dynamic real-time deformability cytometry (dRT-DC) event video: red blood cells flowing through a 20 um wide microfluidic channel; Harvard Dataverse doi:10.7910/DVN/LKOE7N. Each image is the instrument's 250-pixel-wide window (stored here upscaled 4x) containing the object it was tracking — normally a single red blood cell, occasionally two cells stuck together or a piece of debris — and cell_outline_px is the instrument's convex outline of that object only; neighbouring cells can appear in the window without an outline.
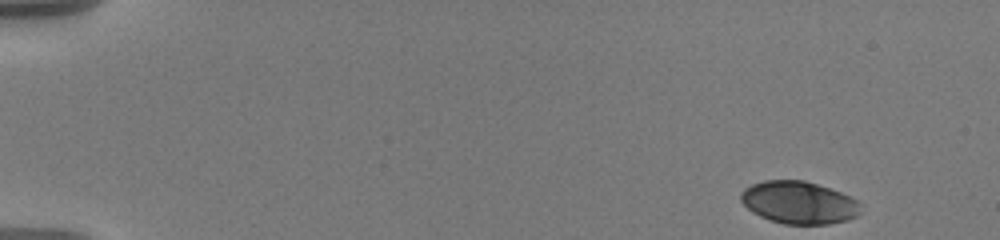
{"species": "human", "species_latin": "Homo sapiens", "temperature_condition": "warm", "stored_images_in_passage": 43, "camera_frame_rate_fps": 3000, "um_per_image_px": 0.085, "donor": {"sex": "male"}, "frame": {"image": 1, "passage_image": 1, "time_ms": 0.0, "image_size_px": [1000, 240], "cell_outline_px": [[860, 216], [848, 220], [828, 224], [784, 224], [760, 216], [752, 212], [740, 200], [740, 192], [744, 188], [752, 184], [764, 180], [804, 180], [840, 192], [856, 200], [860, 204]], "centroid_in_image_um": [67.9, 17.22], "position_along_channel_um": 17.1, "area_um2": 29.65}}
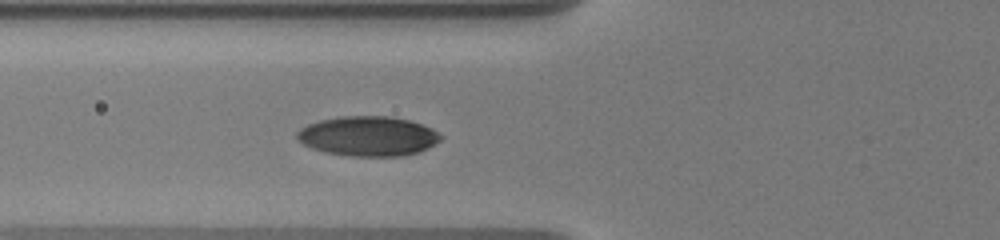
{"frame": {"image": 2, "passage_image": 20, "time_ms": 6.0, "image_size_px": [1000, 240], "cell_outline_px": [[444, 136], [440, 140], [428, 148], [420, 152], [404, 156], [352, 156], [324, 152], [312, 148], [296, 140], [296, 132], [300, 128], [308, 124], [320, 120], [340, 116], [392, 116], [408, 120], [432, 128]], "centroid_in_image_um": [31.29, 11.57], "position_along_channel_um": 94.5, "area_um2": 33.52}}
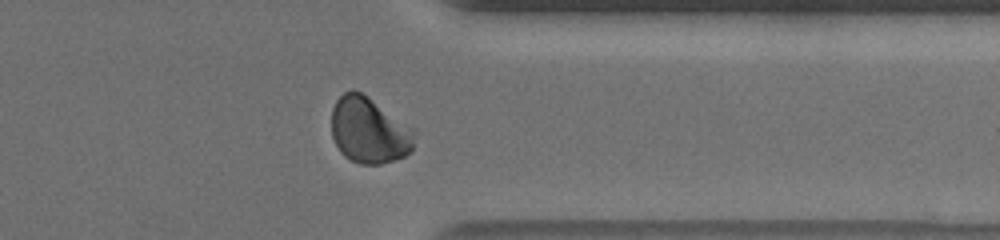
{"frame": {"image": 3, "passage_image": 37, "time_ms": 14.0, "image_size_px": [1000, 240], "cell_outline_px": [[416, 132], [412, 148], [404, 156], [380, 164], [360, 164], [344, 156], [340, 152], [332, 136], [332, 108], [336, 100], [344, 92], [352, 88], [360, 92], [416, 128]], "centroid_in_image_um": [31.38, 11.07], "position_along_channel_um": 380.0, "area_um2": 32.08}, "authors_computed_cell_mechanics": {"area_um2": 30.634, "velocity_mm_per_s": 3.591, "shape_relaxation_time_tau1_ms": 3.8558, "shape_relaxation_time_tau2_ms": null, "deformation_change_tau1": 0.1405, "deformation_change_tau2": null}}